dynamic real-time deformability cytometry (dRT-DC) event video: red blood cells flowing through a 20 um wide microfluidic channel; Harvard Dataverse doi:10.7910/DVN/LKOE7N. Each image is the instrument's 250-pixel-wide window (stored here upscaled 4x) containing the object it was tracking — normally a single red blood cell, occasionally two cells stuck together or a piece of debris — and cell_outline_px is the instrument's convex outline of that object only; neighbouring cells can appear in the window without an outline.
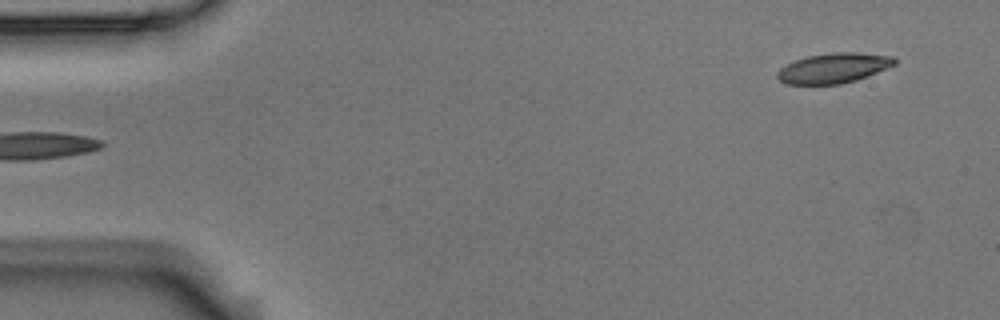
{"species": "Egyptian fruit bat (a non-hibernating species)", "species_latin": "Rousettus aegyptiacus", "temperature_condition": "room temperature", "stored_images_in_passage": 6, "segment_of_instrument_passage": [2, 2], "camera_frame_rate_fps": 3000, "um_per_image_px": 0.085, "animal": {"sex": "male"}, "frame": {"image": 1, "passage_image": 6, "time_ms": 1.667, "image_size_px": [1000, 320], "cell_outline_px": [[896, 64], [856, 80], [840, 84], [784, 84], [776, 76], [776, 72], [780, 68], [796, 60], [808, 56], [832, 52], [856, 52], [892, 56], [896, 60]], "centroid_in_image_um": [70.83, 5.78], "position_along_channel_um": 14.2, "area_um2": 20.35}}